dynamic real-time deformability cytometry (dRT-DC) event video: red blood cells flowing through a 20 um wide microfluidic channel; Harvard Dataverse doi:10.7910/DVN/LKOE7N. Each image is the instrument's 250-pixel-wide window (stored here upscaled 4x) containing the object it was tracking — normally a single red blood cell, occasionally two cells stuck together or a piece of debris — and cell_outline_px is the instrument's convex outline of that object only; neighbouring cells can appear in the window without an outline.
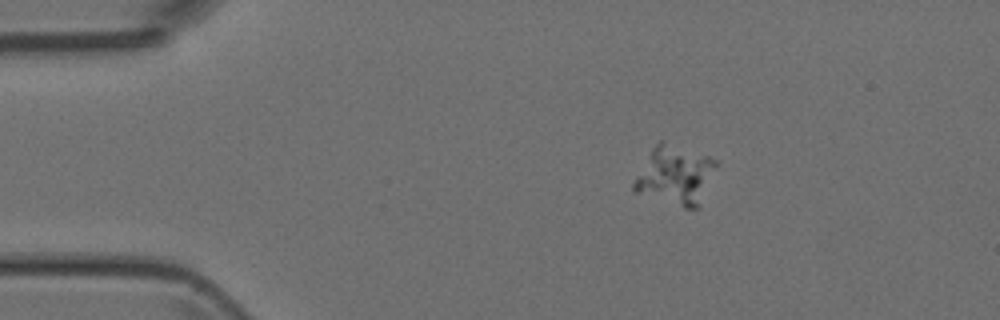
{"species": "Egyptian fruit bat (a non-hibernating species)", "species_latin": "Rousettus aegyptiacus", "temperature_condition": "room temperature", "stored_images_in_passage": 5, "camera_frame_rate_fps": 3000, "um_per_image_px": 0.085, "animal": {"sex": "female"}, "frame": {"image": 1, "passage_image": 5, "time_ms": 5.333, "image_size_px": [1000, 320], "cell_outline_px": [[716, 164], [696, 208], [684, 208], [632, 192], [632, 184], [652, 148], [660, 140], [664, 140], [708, 156], [716, 160]], "centroid_in_image_um": [57.31, 14.88], "position_along_channel_um": 27.7, "area_um2": 27.51}}